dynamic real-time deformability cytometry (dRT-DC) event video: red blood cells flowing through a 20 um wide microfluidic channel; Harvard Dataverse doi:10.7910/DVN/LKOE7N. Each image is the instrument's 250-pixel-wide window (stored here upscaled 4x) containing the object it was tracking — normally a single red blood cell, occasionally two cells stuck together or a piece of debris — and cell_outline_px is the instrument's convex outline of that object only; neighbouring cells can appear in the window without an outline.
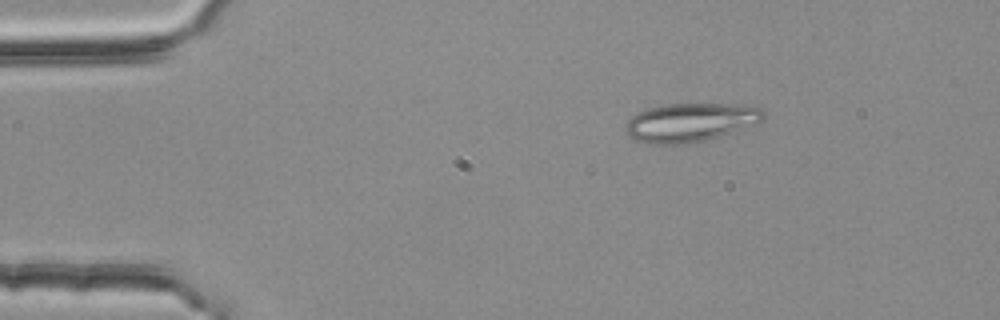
{"species": "common noctule bat (a hibernating species)", "species_latin": "Nyctalus noctula", "temperature_condition": "room temperature", "stored_images_in_passage": 47, "camera_frame_rate_fps": 3000, "um_per_image_px": 0.085, "animal": {"sex": "female", "body_mass_g": 25.1}, "frame": {"image": 1, "passage_image": 2, "time_ms": 0.333, "image_size_px": [1000, 320], "cell_outline_px": [[764, 116], [760, 120], [728, 132], [704, 140], [688, 144], [652, 144], [632, 140], [624, 132], [624, 124], [632, 116], [648, 108], [668, 104], [752, 104], [760, 108], [764, 112]], "centroid_in_image_um": [58.58, 10.4], "position_along_channel_um": 26.4, "area_um2": 30.75}}
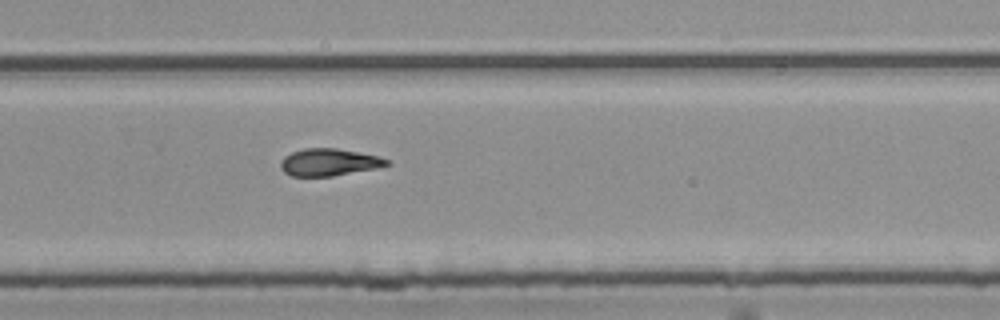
{"frame": {"image": 2, "passage_image": 29, "time_ms": 9.333, "image_size_px": [1000, 320], "cell_outline_px": [[392, 164], [376, 168], [332, 176], [292, 176], [284, 172], [280, 168], [280, 164], [284, 156], [292, 152], [304, 148], [336, 148], [380, 156], [388, 160]], "centroid_in_image_um": [27.96, 13.78], "position_along_channel_um": 301.8, "area_um2": 16.82}}
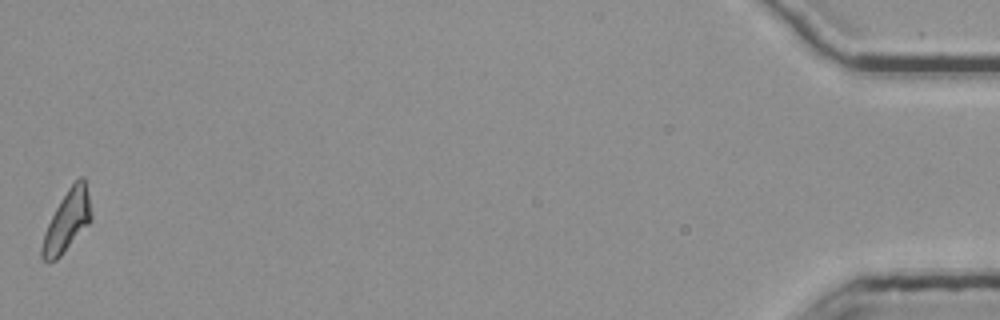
{"frame": {"image": 3, "passage_image": 47, "time_ms": 15.333, "image_size_px": [1000, 320], "cell_outline_px": [[92, 220], [60, 256], [56, 260], [44, 260], [40, 256], [40, 248], [44, 232], [60, 200], [68, 188], [80, 176], [84, 176], [92, 216]], "centroid_in_image_um": [5.69, 18.79], "position_along_channel_um": 429.5, "area_um2": 17.17}, "authors_computed_cell_mechanics": {"area_um2": 17.34, "velocity_mm_per_s": 3.7938, "shape_relaxation_time_tau1_ms": null, "shape_relaxation_time_tau2_ms": 3.2811, "deformation_change_tau1": null, "deformation_change_tau2": 0.1203}}